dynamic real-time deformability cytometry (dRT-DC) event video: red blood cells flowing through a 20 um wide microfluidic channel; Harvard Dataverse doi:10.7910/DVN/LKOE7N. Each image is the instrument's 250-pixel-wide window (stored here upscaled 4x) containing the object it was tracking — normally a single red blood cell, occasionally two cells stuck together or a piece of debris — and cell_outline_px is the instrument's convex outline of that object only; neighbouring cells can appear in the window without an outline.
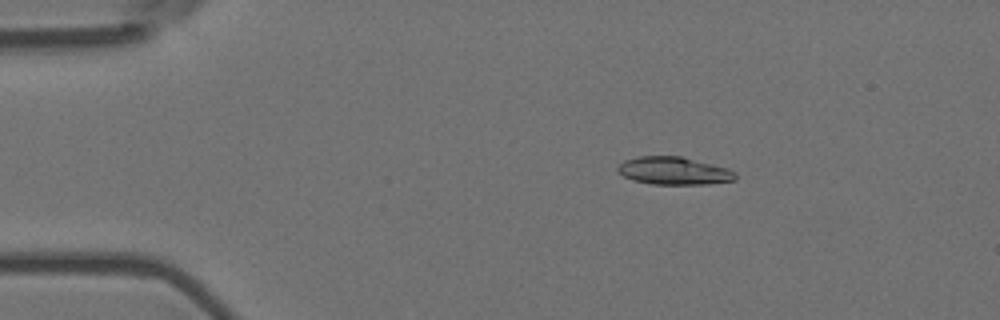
{"species": "Egyptian fruit bat (a non-hibernating species)", "species_latin": "Rousettus aegyptiacus", "temperature_condition": "room temperature", "stored_images_in_passage": 5, "camera_frame_rate_fps": 3000, "um_per_image_px": 0.085, "animal": {"sex": "female"}, "frame": {"image": 1, "passage_image": 3, "time_ms": 0.667, "image_size_px": [1000, 320], "cell_outline_px": [[736, 180], [708, 184], [652, 184], [632, 180], [616, 172], [616, 168], [624, 160], [636, 156], [680, 156], [728, 168], [736, 172]], "centroid_in_image_um": [57.25, 14.52], "position_along_channel_um": 27.7, "area_um2": 19.13}}